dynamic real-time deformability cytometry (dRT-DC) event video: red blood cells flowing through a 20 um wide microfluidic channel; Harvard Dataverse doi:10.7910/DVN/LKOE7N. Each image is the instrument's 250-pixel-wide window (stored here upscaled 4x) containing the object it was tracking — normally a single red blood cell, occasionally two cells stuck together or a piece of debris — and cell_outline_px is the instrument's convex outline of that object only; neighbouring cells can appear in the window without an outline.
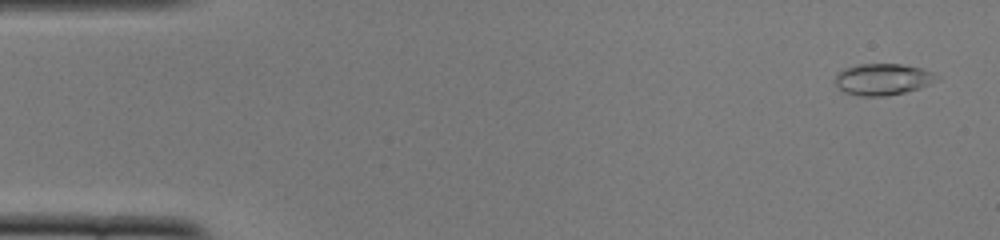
{"species": "common noctule bat (a hibernating species)", "species_latin": "Nyctalus noctula", "temperature_condition": "cold", "stored_images_in_passage": 17, "camera_frame_rate_fps": 3000, "um_per_image_px": 0.085, "animal": {"sex": "female", "body_mass_g": 22.0, "forearm_length_mm": 56.7}, "frame": {"image": 1, "passage_image": 3, "time_ms": 0.667, "image_size_px": [1000, 240], "cell_outline_px": [[940, 80], [920, 88], [888, 96], [860, 96], [844, 92], [836, 84], [836, 72], [844, 68], [860, 64], [900, 64], [920, 68], [932, 72], [940, 76]], "centroid_in_image_um": [75.06, 6.74], "position_along_channel_um": 9.9, "area_um2": 18.73}}
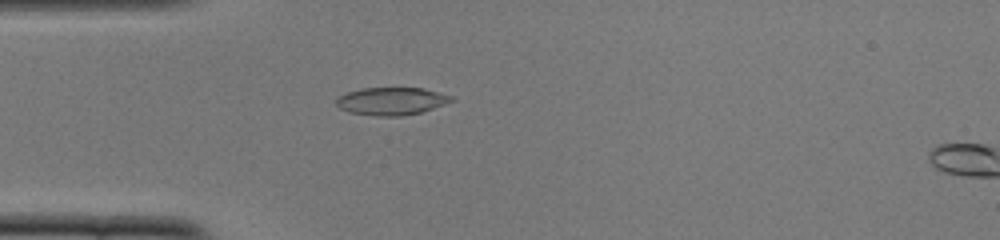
{"frame": {"image": 2, "passage_image": 15, "time_ms": 4.667, "image_size_px": [1000, 240], "cell_outline_px": [[452, 100], [444, 104], [420, 112], [400, 116], [376, 116], [348, 112], [340, 108], [336, 104], [336, 100], [340, 96], [348, 92], [360, 88], [424, 88], [452, 96]], "centroid_in_image_um": [33.24, 8.59], "position_along_channel_um": 51.8, "area_um2": 18.32}}